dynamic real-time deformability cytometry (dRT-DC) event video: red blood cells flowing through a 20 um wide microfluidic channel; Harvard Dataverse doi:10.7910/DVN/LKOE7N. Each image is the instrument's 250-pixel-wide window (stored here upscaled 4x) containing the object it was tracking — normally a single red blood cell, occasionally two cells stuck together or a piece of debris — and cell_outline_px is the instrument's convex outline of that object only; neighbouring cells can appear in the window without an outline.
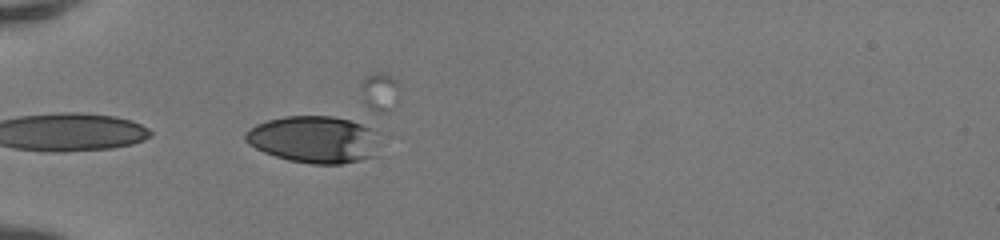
{"species": "human", "species_latin": "Homo sapiens", "temperature_condition": "room temperature", "stored_images_in_passage": 10, "camera_frame_rate_fps": 3000, "um_per_image_px": 0.085, "donor": {"sex": "female"}, "frame": {"image": 1, "passage_image": 1, "time_ms": 0.0, "image_size_px": [1000, 240], "cell_outline_px": [[380, 156], [340, 164], [312, 164], [288, 160], [264, 152], [248, 144], [244, 140], [244, 132], [256, 124], [268, 120], [284, 116], [332, 116], [372, 124], [380, 132]], "centroid_in_image_um": [26.84, 11.84], "position_along_channel_um": 58.2, "area_um2": 38.15}}
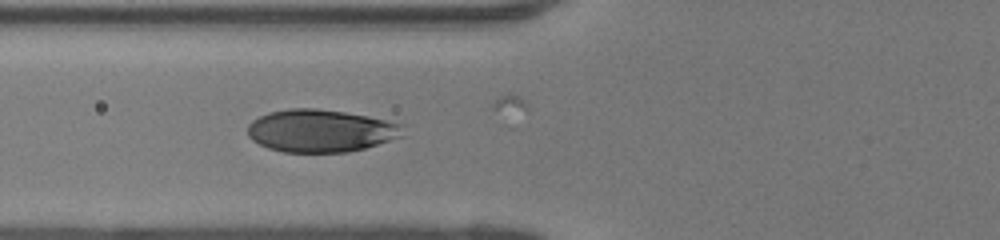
{"frame": {"image": 2, "passage_image": 5, "time_ms": 1.333, "image_size_px": [1000, 240], "cell_outline_px": [[400, 136], [364, 148], [348, 152], [284, 152], [268, 148], [252, 140], [248, 136], [248, 124], [252, 120], [268, 112], [292, 108], [316, 108], [344, 112], [368, 116], [400, 124]], "centroid_in_image_um": [27.16, 11.11], "position_along_channel_um": 98.6, "area_um2": 38.03}}
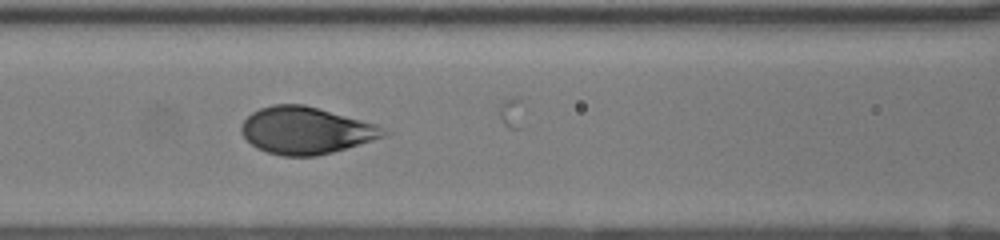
{"frame": {"image": 3, "passage_image": 8, "time_ms": 2.333, "image_size_px": [1000, 240], "cell_outline_px": [[392, 132], [384, 136], [372, 140], [332, 152], [316, 156], [284, 156], [268, 152], [256, 148], [244, 136], [240, 128], [244, 120], [252, 112], [260, 108], [272, 104], [304, 104], [376, 124]], "centroid_in_image_um": [26.0, 11.08], "position_along_channel_um": 140.6, "area_um2": 38.73}}